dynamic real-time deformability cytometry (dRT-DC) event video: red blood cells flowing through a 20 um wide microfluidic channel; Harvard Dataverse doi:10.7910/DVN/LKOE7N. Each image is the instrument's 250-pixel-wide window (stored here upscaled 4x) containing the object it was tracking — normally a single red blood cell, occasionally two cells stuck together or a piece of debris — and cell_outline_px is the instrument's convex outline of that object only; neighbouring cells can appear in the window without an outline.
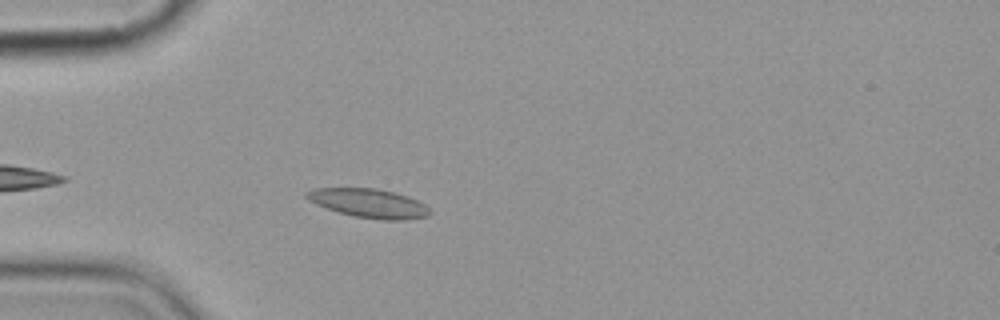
{"species": "common noctule bat (a hibernating species)", "species_latin": "Nyctalus noctula", "temperature_condition": "cold", "stored_images_in_passage": 4, "camera_frame_rate_fps": 3000, "um_per_image_px": 0.085, "animal": {"sex": "female", "body_mass_g": 19.9}, "frame": {"image": 1, "passage_image": 4, "time_ms": 3.333, "image_size_px": [1000, 320], "cell_outline_px": [[432, 212], [428, 216], [404, 220], [380, 220], [352, 216], [316, 204], [308, 200], [304, 196], [304, 192], [316, 188], [372, 188], [392, 192], [408, 196], [424, 204]], "centroid_in_image_um": [31.34, 17.28], "position_along_channel_um": 53.7, "area_um2": 20.69}}